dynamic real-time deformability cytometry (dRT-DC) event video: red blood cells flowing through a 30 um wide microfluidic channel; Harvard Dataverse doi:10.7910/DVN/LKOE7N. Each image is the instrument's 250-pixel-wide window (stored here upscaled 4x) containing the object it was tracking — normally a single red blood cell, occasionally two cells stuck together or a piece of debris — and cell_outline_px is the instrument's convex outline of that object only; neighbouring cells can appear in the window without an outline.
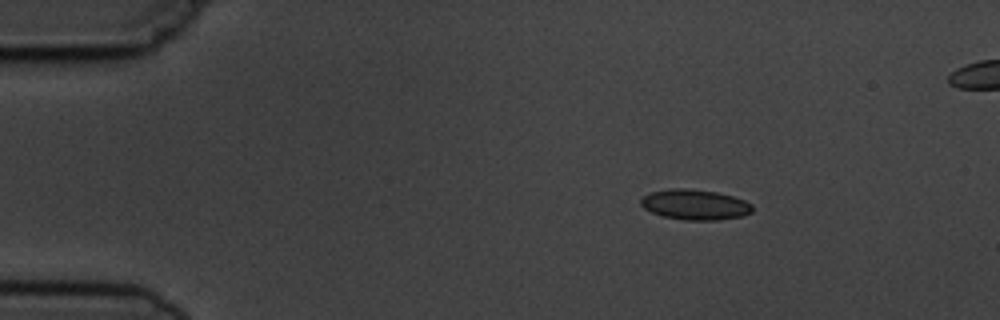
{"species": "common noctule bat (a hibernating species)", "species_latin": "Nyctalus noctula", "temperature_condition": "cold", "stored_images_in_passage": 4, "segment_of_instrument_passage": [1, 2], "camera_frame_rate_fps": 3000, "um_per_image_px": 0.085, "animal": {"sex": "male", "body_mass_g": 19.5, "forearm_length_mm": 54.6}, "frame": {"image": 1, "passage_image": 1, "time_ms": 0.0, "image_size_px": [1000, 320], "cell_outline_px": [[752, 212], [744, 216], [716, 220], [688, 220], [664, 216], [652, 212], [644, 208], [640, 204], [640, 200], [644, 196], [652, 192], [668, 188], [688, 188], [716, 192], [732, 196], [744, 200], [752, 204]], "centroid_in_image_um": [59.08, 17.39], "position_along_channel_um": 25.9, "area_um2": 19.65}}